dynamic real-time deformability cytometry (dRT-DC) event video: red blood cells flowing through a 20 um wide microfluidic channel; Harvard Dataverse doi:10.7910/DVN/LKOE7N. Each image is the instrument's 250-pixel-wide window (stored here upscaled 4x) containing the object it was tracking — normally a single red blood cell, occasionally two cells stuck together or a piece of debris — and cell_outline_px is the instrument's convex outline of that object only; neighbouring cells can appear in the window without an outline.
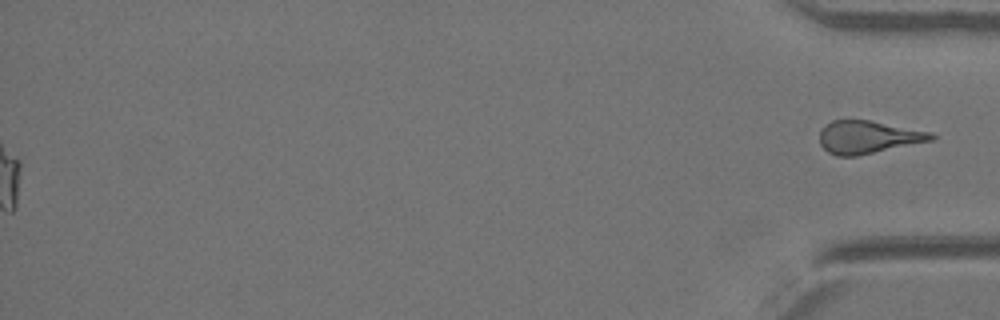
{"species": "Egyptian fruit bat (a non-hibernating species)", "species_latin": "Rousettus aegyptiacus", "temperature_condition": "warm", "stored_images_in_passage": 41, "camera_frame_rate_fps": 3000, "um_per_image_px": 0.085, "animal": {"sex": "female"}, "frame": {"image": 1, "passage_image": 41, "time_ms": 13.333, "image_size_px": [1000, 320], "cell_outline_px": [[936, 136], [932, 140], [856, 156], [836, 156], [828, 152], [820, 144], [820, 132], [824, 124], [832, 120], [868, 120], [932, 132]], "centroid_in_image_um": [73.75, 11.65], "position_along_channel_um": 361.4, "area_um2": 21.15}}